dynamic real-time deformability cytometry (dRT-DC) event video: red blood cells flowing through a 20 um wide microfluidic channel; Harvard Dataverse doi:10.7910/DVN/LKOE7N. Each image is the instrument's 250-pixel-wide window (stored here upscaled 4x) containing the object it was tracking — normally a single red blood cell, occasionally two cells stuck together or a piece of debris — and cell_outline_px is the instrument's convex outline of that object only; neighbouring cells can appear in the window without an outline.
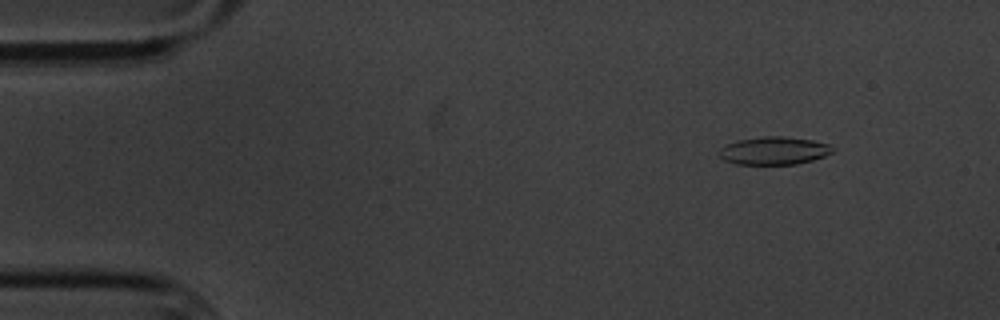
{"species": "common noctule bat (a hibernating species)", "species_latin": "Nyctalus noctula", "temperature_condition": "cold", "stored_images_in_passage": 6, "segment_of_instrument_passage": [1, 2], "camera_frame_rate_fps": 3000, "um_per_image_px": 0.085, "animal": {"sex": "male", "body_mass_g": 20.1, "forearm_length_mm": 53.5}, "frame": {"image": 1, "passage_image": 2, "time_ms": 1.333, "image_size_px": [1000, 320], "cell_outline_px": [[836, 148], [832, 152], [824, 156], [812, 160], [796, 164], [736, 164], [724, 160], [720, 156], [720, 148], [736, 140], [764, 136], [784, 136], [812, 140], [828, 144]], "centroid_in_image_um": [65.8, 12.8], "position_along_channel_um": 19.2, "area_um2": 18.38}}